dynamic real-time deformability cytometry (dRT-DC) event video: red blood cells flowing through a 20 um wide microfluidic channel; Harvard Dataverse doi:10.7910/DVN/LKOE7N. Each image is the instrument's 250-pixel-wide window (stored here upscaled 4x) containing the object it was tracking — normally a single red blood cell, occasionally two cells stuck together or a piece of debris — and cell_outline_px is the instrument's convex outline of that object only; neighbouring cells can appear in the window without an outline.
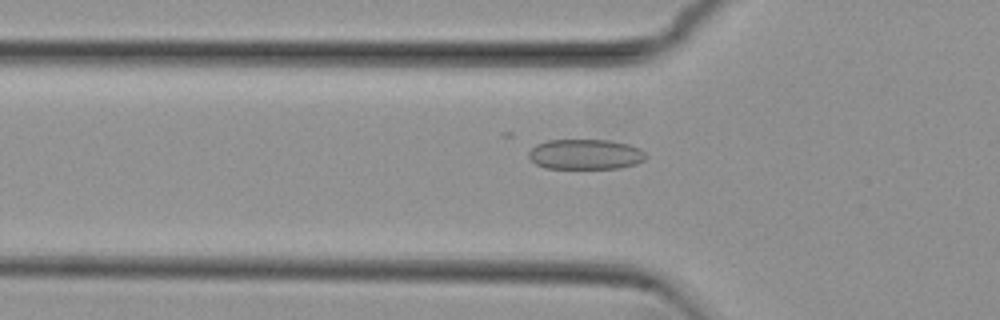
{"species": "common noctule bat (a hibernating species)", "species_latin": "Nyctalus noctula", "temperature_condition": "cold", "stored_images_in_passage": 38, "camera_frame_rate_fps": 3000, "um_per_image_px": 0.085, "animal": {"sex": "female", "body_mass_g": 29.2, "forearm_length_mm": 56.3}, "frame": {"image": 1, "passage_image": 2, "time_ms": 0.333, "image_size_px": [1000, 320], "cell_outline_px": [[648, 156], [644, 160], [636, 164], [620, 168], [544, 168], [536, 164], [528, 156], [528, 152], [536, 144], [548, 140], [612, 140], [628, 144], [640, 148]], "centroid_in_image_um": [49.78, 13.11], "position_along_channel_um": 76.0, "area_um2": 20.75}}
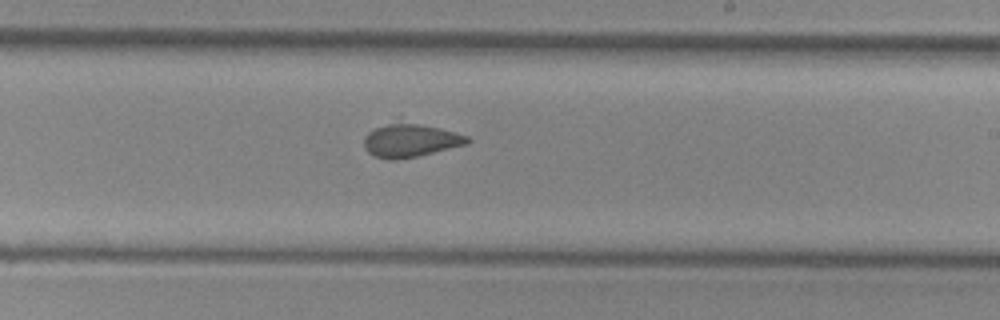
{"frame": {"image": 2, "passage_image": 16, "time_ms": 5.0, "image_size_px": [1000, 320], "cell_outline_px": [[472, 140], [468, 144], [416, 156], [396, 160], [388, 160], [372, 156], [364, 148], [364, 136], [368, 132], [376, 128], [388, 124], [420, 124], [440, 128], [468, 136]], "centroid_in_image_um": [34.88, 11.97], "position_along_channel_um": 254.1, "area_um2": 19.71}}
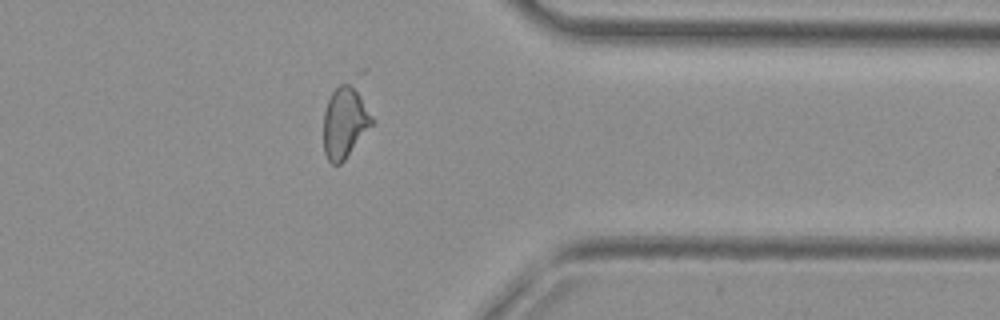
{"frame": {"image": 3, "passage_image": 27, "time_ms": 8.667, "image_size_px": [1000, 320], "cell_outline_px": [[372, 124], [344, 160], [340, 164], [332, 164], [328, 160], [324, 152], [324, 112], [328, 100], [332, 92], [340, 84], [356, 72], [364, 68], [368, 68], [372, 116]], "centroid_in_image_um": [29.52, 9.9], "position_along_channel_um": 381.9, "area_um2": 23.47}, "authors_computed_cell_mechanics": {"area_um2": 21.4149, "velocity_mm_per_s": 3.7971, "shape_relaxation_time_tau1_ms": 2.7598, "shape_relaxation_time_tau2_ms": null, "deformation_change_tau1": 0.0874, "deformation_change_tau2": null}}